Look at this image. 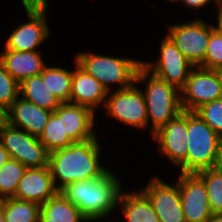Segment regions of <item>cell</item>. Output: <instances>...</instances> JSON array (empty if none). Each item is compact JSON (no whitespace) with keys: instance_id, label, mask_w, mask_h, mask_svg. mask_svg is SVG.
<instances>
[{"instance_id":"32","label":"cell","mask_w":222,"mask_h":222,"mask_svg":"<svg viewBox=\"0 0 222 222\" xmlns=\"http://www.w3.org/2000/svg\"><path fill=\"white\" fill-rule=\"evenodd\" d=\"M22 5L25 9H44L49 8L48 0H21Z\"/></svg>"},{"instance_id":"1","label":"cell","mask_w":222,"mask_h":222,"mask_svg":"<svg viewBox=\"0 0 222 222\" xmlns=\"http://www.w3.org/2000/svg\"><path fill=\"white\" fill-rule=\"evenodd\" d=\"M101 148L95 136L50 152L48 167L56 189L60 192L73 182L103 176L109 169L100 163Z\"/></svg>"},{"instance_id":"24","label":"cell","mask_w":222,"mask_h":222,"mask_svg":"<svg viewBox=\"0 0 222 222\" xmlns=\"http://www.w3.org/2000/svg\"><path fill=\"white\" fill-rule=\"evenodd\" d=\"M42 79H46L49 91L55 95L61 103L70 102L73 70H67L61 66L46 65L40 73Z\"/></svg>"},{"instance_id":"18","label":"cell","mask_w":222,"mask_h":222,"mask_svg":"<svg viewBox=\"0 0 222 222\" xmlns=\"http://www.w3.org/2000/svg\"><path fill=\"white\" fill-rule=\"evenodd\" d=\"M53 112L19 97L6 111L5 121L39 137Z\"/></svg>"},{"instance_id":"16","label":"cell","mask_w":222,"mask_h":222,"mask_svg":"<svg viewBox=\"0 0 222 222\" xmlns=\"http://www.w3.org/2000/svg\"><path fill=\"white\" fill-rule=\"evenodd\" d=\"M58 192L49 167L45 166L42 168H27L13 197L42 205Z\"/></svg>"},{"instance_id":"9","label":"cell","mask_w":222,"mask_h":222,"mask_svg":"<svg viewBox=\"0 0 222 222\" xmlns=\"http://www.w3.org/2000/svg\"><path fill=\"white\" fill-rule=\"evenodd\" d=\"M184 111H195L202 104L222 99V77L218 70L194 67L180 90Z\"/></svg>"},{"instance_id":"6","label":"cell","mask_w":222,"mask_h":222,"mask_svg":"<svg viewBox=\"0 0 222 222\" xmlns=\"http://www.w3.org/2000/svg\"><path fill=\"white\" fill-rule=\"evenodd\" d=\"M0 141L11 159L19 161L26 168L48 166L49 152L38 137L7 121L0 126Z\"/></svg>"},{"instance_id":"25","label":"cell","mask_w":222,"mask_h":222,"mask_svg":"<svg viewBox=\"0 0 222 222\" xmlns=\"http://www.w3.org/2000/svg\"><path fill=\"white\" fill-rule=\"evenodd\" d=\"M38 139L43 143L49 153L57 149L66 148L74 143L64 134L62 118H58L54 113L51 114L45 129Z\"/></svg>"},{"instance_id":"40","label":"cell","mask_w":222,"mask_h":222,"mask_svg":"<svg viewBox=\"0 0 222 222\" xmlns=\"http://www.w3.org/2000/svg\"><path fill=\"white\" fill-rule=\"evenodd\" d=\"M218 71H219V73L221 74V77H222V68H220Z\"/></svg>"},{"instance_id":"29","label":"cell","mask_w":222,"mask_h":222,"mask_svg":"<svg viewBox=\"0 0 222 222\" xmlns=\"http://www.w3.org/2000/svg\"><path fill=\"white\" fill-rule=\"evenodd\" d=\"M194 112L222 138V99L202 104Z\"/></svg>"},{"instance_id":"37","label":"cell","mask_w":222,"mask_h":222,"mask_svg":"<svg viewBox=\"0 0 222 222\" xmlns=\"http://www.w3.org/2000/svg\"><path fill=\"white\" fill-rule=\"evenodd\" d=\"M5 121V110L0 106V126Z\"/></svg>"},{"instance_id":"12","label":"cell","mask_w":222,"mask_h":222,"mask_svg":"<svg viewBox=\"0 0 222 222\" xmlns=\"http://www.w3.org/2000/svg\"><path fill=\"white\" fill-rule=\"evenodd\" d=\"M141 191L150 200L159 222H186L177 182L169 185L153 176Z\"/></svg>"},{"instance_id":"35","label":"cell","mask_w":222,"mask_h":222,"mask_svg":"<svg viewBox=\"0 0 222 222\" xmlns=\"http://www.w3.org/2000/svg\"><path fill=\"white\" fill-rule=\"evenodd\" d=\"M11 159L9 153L5 150L3 144L0 141V167Z\"/></svg>"},{"instance_id":"36","label":"cell","mask_w":222,"mask_h":222,"mask_svg":"<svg viewBox=\"0 0 222 222\" xmlns=\"http://www.w3.org/2000/svg\"><path fill=\"white\" fill-rule=\"evenodd\" d=\"M206 222H222V213L212 214Z\"/></svg>"},{"instance_id":"10","label":"cell","mask_w":222,"mask_h":222,"mask_svg":"<svg viewBox=\"0 0 222 222\" xmlns=\"http://www.w3.org/2000/svg\"><path fill=\"white\" fill-rule=\"evenodd\" d=\"M159 43V59L155 60V63L142 61V66L157 78L181 90L194 66L166 34Z\"/></svg>"},{"instance_id":"28","label":"cell","mask_w":222,"mask_h":222,"mask_svg":"<svg viewBox=\"0 0 222 222\" xmlns=\"http://www.w3.org/2000/svg\"><path fill=\"white\" fill-rule=\"evenodd\" d=\"M19 97V83L0 62V106L6 111Z\"/></svg>"},{"instance_id":"39","label":"cell","mask_w":222,"mask_h":222,"mask_svg":"<svg viewBox=\"0 0 222 222\" xmlns=\"http://www.w3.org/2000/svg\"><path fill=\"white\" fill-rule=\"evenodd\" d=\"M167 1H168V2H171V3H172V2H173V3H174V2H177V3H178V1L181 2V0H167Z\"/></svg>"},{"instance_id":"5","label":"cell","mask_w":222,"mask_h":222,"mask_svg":"<svg viewBox=\"0 0 222 222\" xmlns=\"http://www.w3.org/2000/svg\"><path fill=\"white\" fill-rule=\"evenodd\" d=\"M221 137L194 111H188L187 173L212 169Z\"/></svg>"},{"instance_id":"17","label":"cell","mask_w":222,"mask_h":222,"mask_svg":"<svg viewBox=\"0 0 222 222\" xmlns=\"http://www.w3.org/2000/svg\"><path fill=\"white\" fill-rule=\"evenodd\" d=\"M74 61L70 103L87 107L95 113V109H98L100 104L105 107L108 91L85 71L76 59Z\"/></svg>"},{"instance_id":"33","label":"cell","mask_w":222,"mask_h":222,"mask_svg":"<svg viewBox=\"0 0 222 222\" xmlns=\"http://www.w3.org/2000/svg\"><path fill=\"white\" fill-rule=\"evenodd\" d=\"M217 25H212L213 30L222 36V1L217 5Z\"/></svg>"},{"instance_id":"20","label":"cell","mask_w":222,"mask_h":222,"mask_svg":"<svg viewBox=\"0 0 222 222\" xmlns=\"http://www.w3.org/2000/svg\"><path fill=\"white\" fill-rule=\"evenodd\" d=\"M125 222H159L148 197L141 191H123L119 203Z\"/></svg>"},{"instance_id":"15","label":"cell","mask_w":222,"mask_h":222,"mask_svg":"<svg viewBox=\"0 0 222 222\" xmlns=\"http://www.w3.org/2000/svg\"><path fill=\"white\" fill-rule=\"evenodd\" d=\"M58 118H62V127L73 142H82L94 138L97 134L95 127V114L91 109L64 102L53 112Z\"/></svg>"},{"instance_id":"30","label":"cell","mask_w":222,"mask_h":222,"mask_svg":"<svg viewBox=\"0 0 222 222\" xmlns=\"http://www.w3.org/2000/svg\"><path fill=\"white\" fill-rule=\"evenodd\" d=\"M199 67L213 70L222 68V36L215 31L210 36L205 59Z\"/></svg>"},{"instance_id":"26","label":"cell","mask_w":222,"mask_h":222,"mask_svg":"<svg viewBox=\"0 0 222 222\" xmlns=\"http://www.w3.org/2000/svg\"><path fill=\"white\" fill-rule=\"evenodd\" d=\"M26 169L23 164L13 159L0 167V200L15 195L18 183Z\"/></svg>"},{"instance_id":"21","label":"cell","mask_w":222,"mask_h":222,"mask_svg":"<svg viewBox=\"0 0 222 222\" xmlns=\"http://www.w3.org/2000/svg\"><path fill=\"white\" fill-rule=\"evenodd\" d=\"M39 222H89L61 192L40 205Z\"/></svg>"},{"instance_id":"34","label":"cell","mask_w":222,"mask_h":222,"mask_svg":"<svg viewBox=\"0 0 222 222\" xmlns=\"http://www.w3.org/2000/svg\"><path fill=\"white\" fill-rule=\"evenodd\" d=\"M212 169H214L216 172L222 174V139L220 142L218 154L216 156V161H215V164Z\"/></svg>"},{"instance_id":"22","label":"cell","mask_w":222,"mask_h":222,"mask_svg":"<svg viewBox=\"0 0 222 222\" xmlns=\"http://www.w3.org/2000/svg\"><path fill=\"white\" fill-rule=\"evenodd\" d=\"M20 97L34 103L40 108L54 112L61 104L59 99L49 91L46 79L41 74L24 79L19 83Z\"/></svg>"},{"instance_id":"3","label":"cell","mask_w":222,"mask_h":222,"mask_svg":"<svg viewBox=\"0 0 222 222\" xmlns=\"http://www.w3.org/2000/svg\"><path fill=\"white\" fill-rule=\"evenodd\" d=\"M135 83H145L143 92L148 115L151 136L171 119L182 112L181 93L174 85L163 81L143 66L138 69ZM150 122V123H149Z\"/></svg>"},{"instance_id":"27","label":"cell","mask_w":222,"mask_h":222,"mask_svg":"<svg viewBox=\"0 0 222 222\" xmlns=\"http://www.w3.org/2000/svg\"><path fill=\"white\" fill-rule=\"evenodd\" d=\"M196 174L205 183L212 213H222V174L214 169L202 170Z\"/></svg>"},{"instance_id":"23","label":"cell","mask_w":222,"mask_h":222,"mask_svg":"<svg viewBox=\"0 0 222 222\" xmlns=\"http://www.w3.org/2000/svg\"><path fill=\"white\" fill-rule=\"evenodd\" d=\"M5 222H39L40 205L14 197L0 200Z\"/></svg>"},{"instance_id":"38","label":"cell","mask_w":222,"mask_h":222,"mask_svg":"<svg viewBox=\"0 0 222 222\" xmlns=\"http://www.w3.org/2000/svg\"><path fill=\"white\" fill-rule=\"evenodd\" d=\"M0 222H5L4 221V215H3L1 207H0Z\"/></svg>"},{"instance_id":"4","label":"cell","mask_w":222,"mask_h":222,"mask_svg":"<svg viewBox=\"0 0 222 222\" xmlns=\"http://www.w3.org/2000/svg\"><path fill=\"white\" fill-rule=\"evenodd\" d=\"M74 58L108 92L112 90L113 84L119 85L115 90L132 86L135 83L138 69L142 66L141 60L107 56L89 51H81Z\"/></svg>"},{"instance_id":"19","label":"cell","mask_w":222,"mask_h":222,"mask_svg":"<svg viewBox=\"0 0 222 222\" xmlns=\"http://www.w3.org/2000/svg\"><path fill=\"white\" fill-rule=\"evenodd\" d=\"M41 51H15L5 49L0 53V62L6 71L18 82L40 74L46 63L42 59Z\"/></svg>"},{"instance_id":"8","label":"cell","mask_w":222,"mask_h":222,"mask_svg":"<svg viewBox=\"0 0 222 222\" xmlns=\"http://www.w3.org/2000/svg\"><path fill=\"white\" fill-rule=\"evenodd\" d=\"M136 86L134 83L128 88L108 92L104 109L107 116L114 117L127 126L144 130L149 128L147 107L142 89Z\"/></svg>"},{"instance_id":"2","label":"cell","mask_w":222,"mask_h":222,"mask_svg":"<svg viewBox=\"0 0 222 222\" xmlns=\"http://www.w3.org/2000/svg\"><path fill=\"white\" fill-rule=\"evenodd\" d=\"M122 188L119 178L109 168L99 178L73 182L60 192L89 222H97L117 209Z\"/></svg>"},{"instance_id":"14","label":"cell","mask_w":222,"mask_h":222,"mask_svg":"<svg viewBox=\"0 0 222 222\" xmlns=\"http://www.w3.org/2000/svg\"><path fill=\"white\" fill-rule=\"evenodd\" d=\"M179 175L176 181L186 222H206L213 213L205 183L196 173Z\"/></svg>"},{"instance_id":"13","label":"cell","mask_w":222,"mask_h":222,"mask_svg":"<svg viewBox=\"0 0 222 222\" xmlns=\"http://www.w3.org/2000/svg\"><path fill=\"white\" fill-rule=\"evenodd\" d=\"M48 8L25 9L28 20L19 24L7 37L4 49L15 51H35L47 40L50 29L47 24Z\"/></svg>"},{"instance_id":"31","label":"cell","mask_w":222,"mask_h":222,"mask_svg":"<svg viewBox=\"0 0 222 222\" xmlns=\"http://www.w3.org/2000/svg\"><path fill=\"white\" fill-rule=\"evenodd\" d=\"M222 0H181V3H183L186 7L191 9H198L206 7L209 3L213 2L216 3V6L221 2Z\"/></svg>"},{"instance_id":"7","label":"cell","mask_w":222,"mask_h":222,"mask_svg":"<svg viewBox=\"0 0 222 222\" xmlns=\"http://www.w3.org/2000/svg\"><path fill=\"white\" fill-rule=\"evenodd\" d=\"M166 34L177 46V49L194 66H200L205 59L213 27L203 19H192L190 22L167 25Z\"/></svg>"},{"instance_id":"11","label":"cell","mask_w":222,"mask_h":222,"mask_svg":"<svg viewBox=\"0 0 222 222\" xmlns=\"http://www.w3.org/2000/svg\"><path fill=\"white\" fill-rule=\"evenodd\" d=\"M187 134L188 111L184 110L152 134L157 150L168 157L173 166H180V173H187Z\"/></svg>"}]
</instances>
